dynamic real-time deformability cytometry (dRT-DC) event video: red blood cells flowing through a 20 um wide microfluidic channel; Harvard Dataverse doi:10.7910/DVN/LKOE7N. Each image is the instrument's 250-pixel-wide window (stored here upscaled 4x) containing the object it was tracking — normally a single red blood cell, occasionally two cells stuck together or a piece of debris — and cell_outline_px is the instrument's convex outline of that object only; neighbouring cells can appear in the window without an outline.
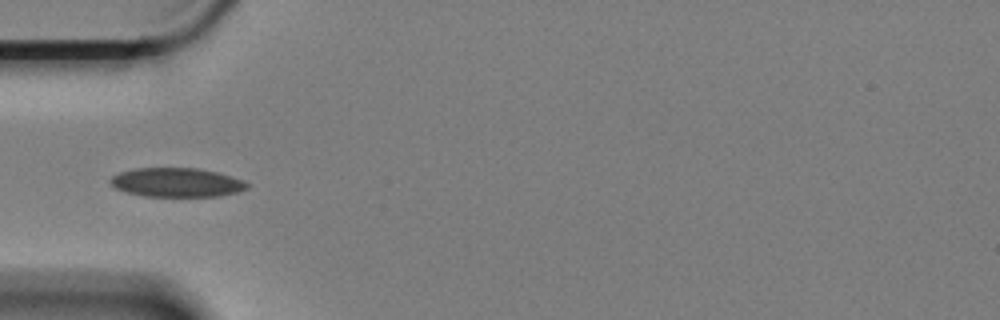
{"species": "Egyptian fruit bat (a non-hibernating species)", "species_latin": "Rousettus aegyptiacus", "temperature_condition": "cold", "stored_images_in_passage": 34, "camera_frame_rate_fps": 3000, "um_per_image_px": 0.085, "animal": {"sex": "female"}, "frame": {"image": 1, "passage_image": 1, "time_ms": 0.0, "image_size_px": [1000, 320], "cell_outline_px": [[248, 188], [236, 192], [220, 196], [144, 196], [128, 192], [116, 188], [108, 180], [112, 176], [120, 172], [132, 168], [196, 168], [216, 172], [240, 180], [248, 184]], "centroid_in_image_um": [14.97, 15.5], "position_along_channel_um": 70.0, "area_um2": 22.83}}
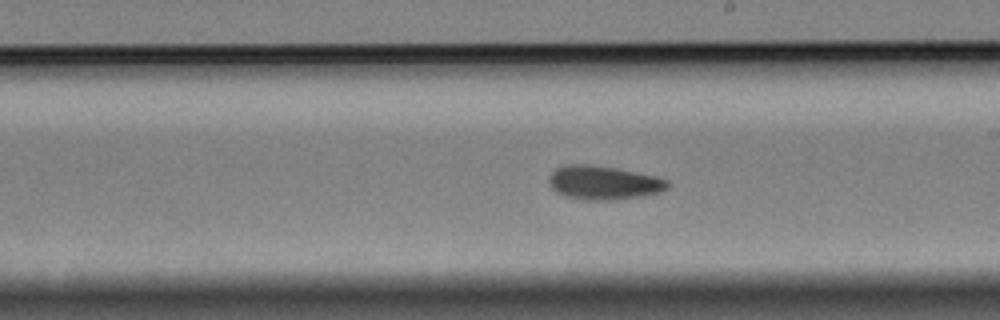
{"frame": {"image": 2, "passage_image": 16, "time_ms": 5.0, "image_size_px": [1000, 320], "cell_outline_px": [[672, 184], [668, 188], [660, 192], [640, 196], [612, 200], [584, 200], [564, 196], [556, 192], [552, 188], [548, 180], [552, 172], [556, 168], [568, 164], [592, 164], [616, 168], [656, 176], [668, 180]], "centroid_in_image_um": [51.31, 15.52], "position_along_channel_um": 237.7, "area_um2": 23.52}}
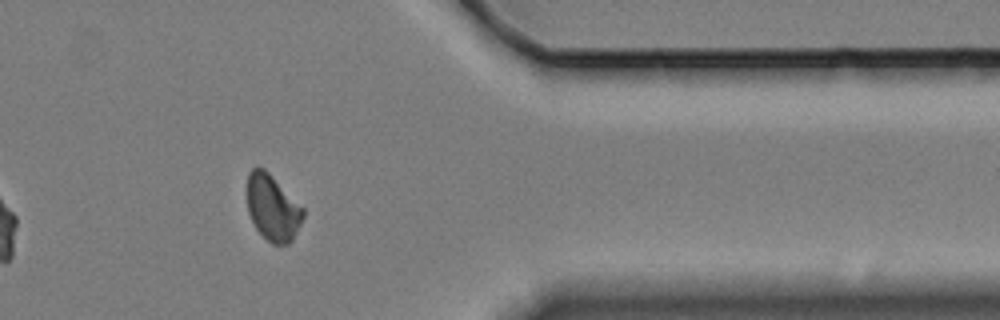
{"frame": {"image": 3, "passage_image": 31, "time_ms": 10.0, "image_size_px": [1000, 320], "cell_outline_px": [[304, 216], [292, 240], [288, 244], [272, 244], [256, 228], [248, 212], [248, 172], [256, 164], [264, 168], [304, 208]], "centroid_in_image_um": [23.17, 17.63], "position_along_channel_um": 388.2, "area_um2": 21.33}, "authors_computed_cell_mechanics": {"area_um2": 22.831, "velocity_mm_per_s": 3.3376, "shape_relaxation_time_tau1_ms": 7.7891, "shape_relaxation_time_tau2_ms": 9.4431, "deformation_change_tau1": 0.1011, "deformation_change_tau2": 0.1228}}